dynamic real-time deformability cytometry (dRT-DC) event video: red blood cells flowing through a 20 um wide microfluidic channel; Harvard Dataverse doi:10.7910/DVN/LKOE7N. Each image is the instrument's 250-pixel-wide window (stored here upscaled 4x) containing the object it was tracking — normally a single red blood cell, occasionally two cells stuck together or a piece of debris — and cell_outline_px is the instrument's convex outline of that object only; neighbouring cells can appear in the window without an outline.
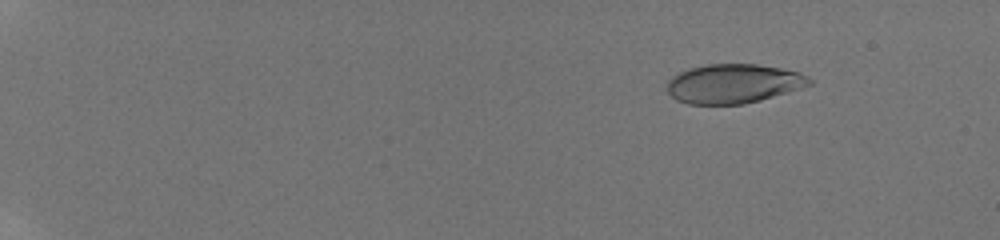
{"species": "human", "species_latin": "Homo sapiens", "temperature_condition": "room temperature", "stored_images_in_passage": 12, "camera_frame_rate_fps": 3000, "um_per_image_px": 0.085, "donor": {"sex": "male"}, "frame": {"image": 1, "passage_image": 4, "time_ms": 2.667, "image_size_px": [1000, 240], "cell_outline_px": [[812, 84], [800, 88], [760, 100], [744, 104], [688, 104], [676, 100], [668, 92], [668, 80], [672, 76], [688, 68], [708, 64], [756, 64], [780, 68], [796, 72], [808, 76], [812, 80]], "centroid_in_image_um": [62.32, 7.11], "position_along_channel_um": 22.7, "area_um2": 32.37}}
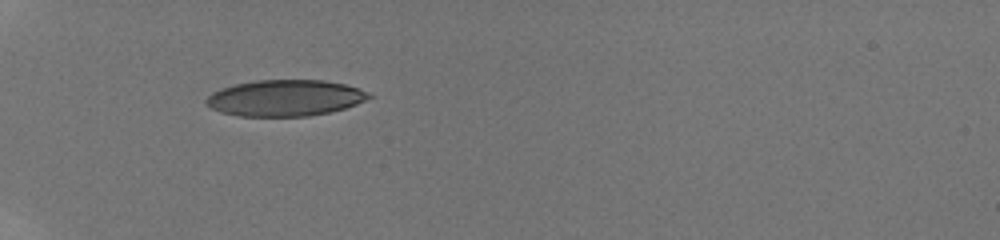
{"frame": {"image": 2, "passage_image": 10, "time_ms": 7.0, "image_size_px": [1000, 240], "cell_outline_px": [[372, 96], [356, 104], [344, 108], [328, 112], [308, 116], [240, 116], [220, 112], [212, 108], [204, 100], [212, 92], [220, 88], [236, 84], [256, 80], [324, 80], [344, 84], [360, 88]], "centroid_in_image_um": [24.21, 8.32], "position_along_channel_um": 60.8, "area_um2": 34.16}}
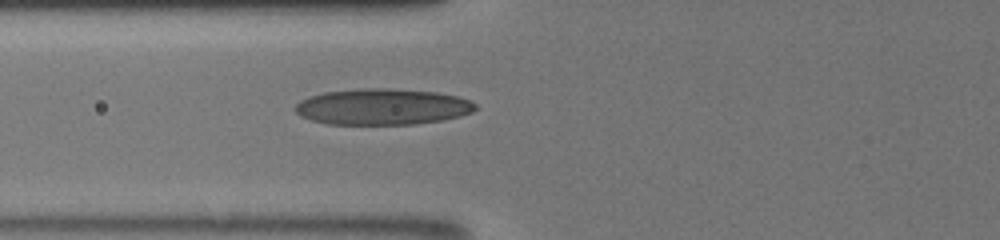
{"frame": {"image": 3, "passage_image": 12, "time_ms": 8.333, "image_size_px": [1000, 240], "cell_outline_px": [[476, 108], [472, 112], [460, 116], [444, 120], [416, 124], [328, 124], [312, 120], [300, 116], [292, 108], [300, 100], [308, 96], [324, 92], [364, 88], [384, 88], [436, 92], [456, 96], [472, 100], [476, 104]], "centroid_in_image_um": [32.49, 9.07], "position_along_channel_um": 93.3, "area_um2": 38.09}}